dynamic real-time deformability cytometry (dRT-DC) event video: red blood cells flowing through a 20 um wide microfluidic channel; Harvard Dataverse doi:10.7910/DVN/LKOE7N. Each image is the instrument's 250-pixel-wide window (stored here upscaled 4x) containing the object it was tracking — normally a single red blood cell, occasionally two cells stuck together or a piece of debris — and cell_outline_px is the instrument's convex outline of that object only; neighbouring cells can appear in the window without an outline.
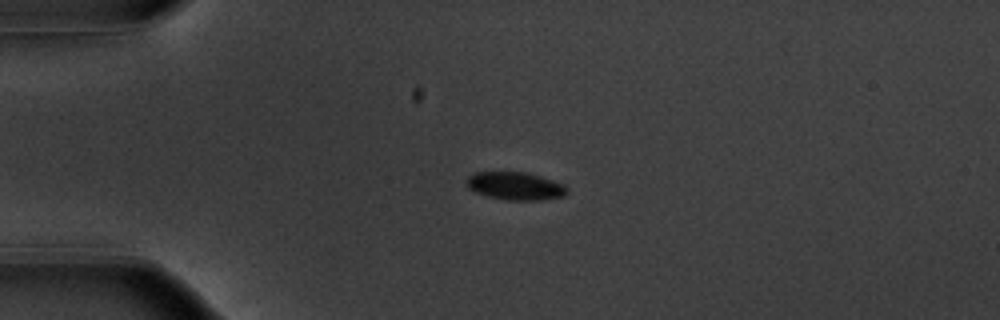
{"species": "common noctule bat (a hibernating species)", "species_latin": "Nyctalus noctula", "temperature_condition": "warm", "stored_images_in_passage": 55, "camera_frame_rate_fps": 3000, "um_per_image_px": 0.085, "animal": {"sex": "male", "body_mass_g": 20.1, "forearm_length_mm": 53.5}, "frame": {"image": 1, "passage_image": 14, "time_ms": 4.333, "image_size_px": [1000, 320], "cell_outline_px": [[568, 192], [564, 196], [540, 200], [504, 200], [488, 196], [476, 192], [468, 188], [464, 184], [468, 176], [476, 172], [528, 172], [552, 180], [568, 188]], "centroid_in_image_um": [43.77, 15.81], "position_along_channel_um": 41.2, "area_um2": 16.36}}
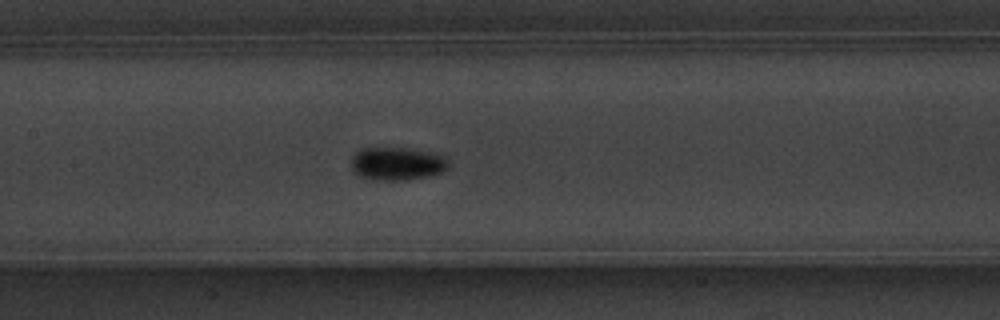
{"frame": {"image": 2, "passage_image": 27, "time_ms": 8.667, "image_size_px": [1000, 320], "cell_outline_px": [[448, 168], [440, 172], [428, 176], [404, 180], [376, 180], [360, 176], [352, 168], [352, 156], [356, 152], [364, 148], [408, 148], [436, 152], [444, 156], [448, 160]], "centroid_in_image_um": [33.79, 13.9], "position_along_channel_um": 173.6, "area_um2": 18.73}}
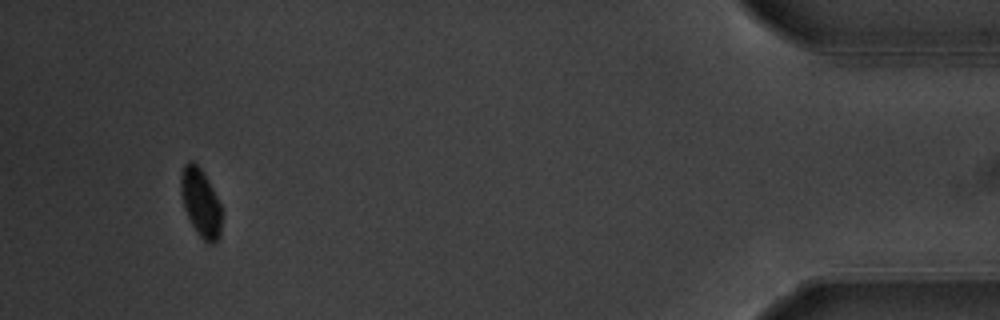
{"frame": {"image": 3, "passage_image": 52, "time_ms": 17.0, "image_size_px": [1000, 320], "cell_outline_px": [[220, 236], [216, 244], [208, 244], [196, 232], [184, 208], [180, 192], [180, 176], [184, 164], [188, 160], [192, 160], [200, 168], [208, 180], [220, 204]], "centroid_in_image_um": [17.03, 17.22], "position_along_channel_um": 418.2, "area_um2": 16.13}, "authors_computed_cell_mechanics": {"area_um2": 16.7042, "velocity_mm_per_s": 3.7353, "shape_relaxation_time_tau1_ms": 5.8234, "shape_relaxation_time_tau2_ms": null, "deformation_change_tau1": 0.1478, "deformation_change_tau2": null}}